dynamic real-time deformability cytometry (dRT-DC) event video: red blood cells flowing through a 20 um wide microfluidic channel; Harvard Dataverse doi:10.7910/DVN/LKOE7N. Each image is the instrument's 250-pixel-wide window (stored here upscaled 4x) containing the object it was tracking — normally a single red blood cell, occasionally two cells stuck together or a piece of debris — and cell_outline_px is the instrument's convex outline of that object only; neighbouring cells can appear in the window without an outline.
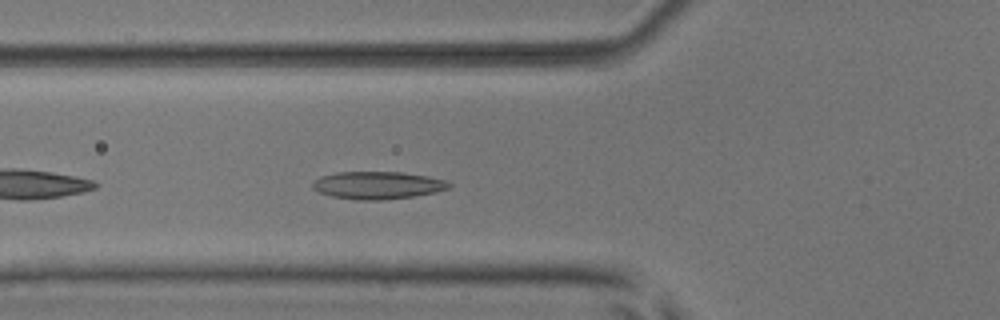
{"species": "common noctule bat (a hibernating species)", "species_latin": "Nyctalus noctula", "temperature_condition": "room temperature", "stored_images_in_passage": 38, "camera_frame_rate_fps": 3000, "um_per_image_px": 0.085, "animal": {"sex": "male", "body_mass_g": 17.9, "forearm_length_mm": 54.2}, "frame": {"image": 1, "passage_image": 5, "time_ms": 1.333, "image_size_px": [1000, 320], "cell_outline_px": [[452, 184], [448, 188], [436, 192], [412, 196], [380, 200], [360, 200], [332, 196], [320, 192], [312, 188], [312, 180], [320, 176], [336, 172], [404, 172], [428, 176], [448, 180]], "centroid_in_image_um": [32.1, 15.73], "position_along_channel_um": 93.7, "area_um2": 21.96}}
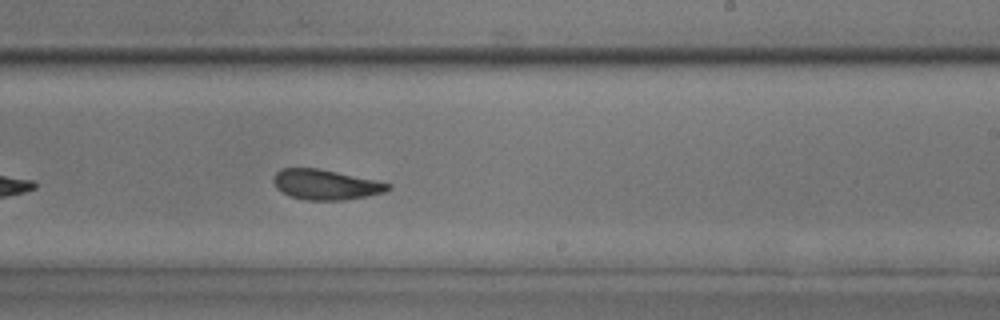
{"frame": {"image": 2, "passage_image": 18, "time_ms": 5.667, "image_size_px": [1000, 320], "cell_outline_px": [[392, 188], [384, 192], [368, 196], [344, 200], [304, 200], [292, 196], [276, 188], [272, 180], [272, 176], [280, 168], [316, 168], [376, 180], [392, 184]], "centroid_in_image_um": [27.68, 15.69], "position_along_channel_um": 261.3, "area_um2": 20.11}}
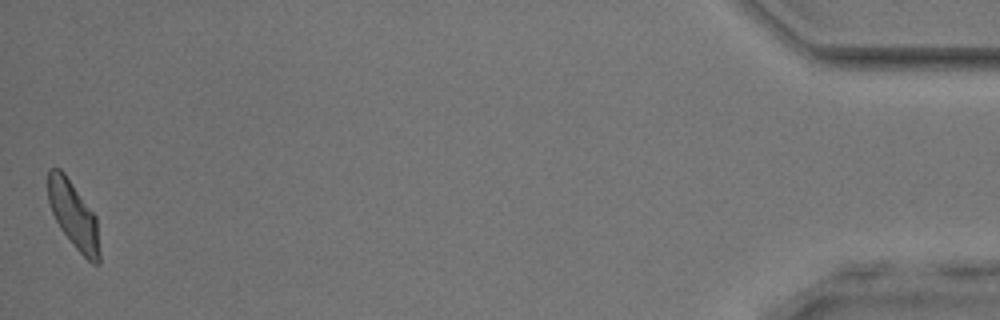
{"frame": {"image": 3, "passage_image": 38, "time_ms": 12.333, "image_size_px": [1000, 320], "cell_outline_px": [[100, 264], [92, 264], [72, 244], [60, 228], [52, 212], [48, 200], [48, 168], [60, 168], [64, 172], [96, 216], [100, 252]], "centroid_in_image_um": [6.26, 18.29], "position_along_channel_um": 428.9, "area_um2": 20.0}, "authors_computed_cell_mechanics": {"area_um2": 20.7213, "velocity_mm_per_s": 3.8859, "shape_relaxation_time_tau1_ms": 3.4346, "shape_relaxation_time_tau2_ms": 2.2999, "deformation_change_tau1": 0.112, "deformation_change_tau2": 0.0843}}